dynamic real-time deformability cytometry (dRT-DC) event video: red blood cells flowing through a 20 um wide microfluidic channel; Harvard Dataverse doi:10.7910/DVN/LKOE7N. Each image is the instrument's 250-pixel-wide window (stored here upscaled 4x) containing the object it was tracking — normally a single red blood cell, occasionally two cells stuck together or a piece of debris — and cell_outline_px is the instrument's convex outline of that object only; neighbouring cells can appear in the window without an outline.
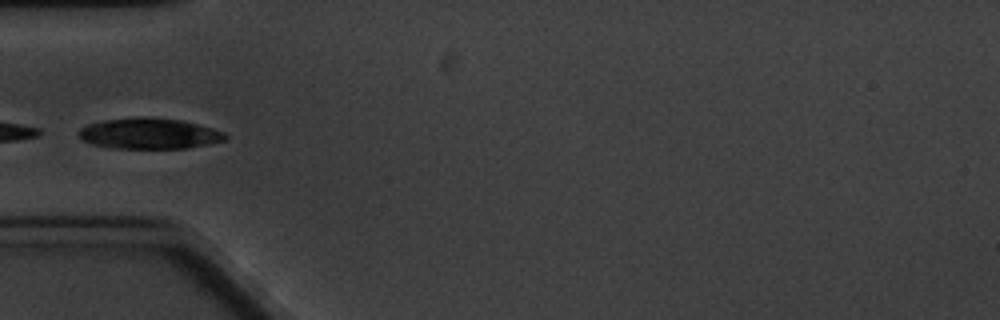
{"species": "common noctule bat (a hibernating species)", "species_latin": "Nyctalus noctula", "temperature_condition": "cold", "stored_images_in_passage": 6, "camera_frame_rate_fps": 3000, "um_per_image_px": 0.085, "animal": {"sex": "male", "body_mass_g": 20.1, "forearm_length_mm": 53.5}, "frame": {"image": 1, "passage_image": 6, "time_ms": 5.667, "image_size_px": [1000, 320], "cell_outline_px": [[228, 140], [188, 148], [108, 148], [92, 144], [84, 140], [76, 132], [80, 128], [88, 124], [104, 120], [136, 116], [144, 116], [180, 120], [212, 128], [224, 132], [228, 136]], "centroid_in_image_um": [12.68, 11.35], "position_along_channel_um": 72.3, "area_um2": 26.47}}